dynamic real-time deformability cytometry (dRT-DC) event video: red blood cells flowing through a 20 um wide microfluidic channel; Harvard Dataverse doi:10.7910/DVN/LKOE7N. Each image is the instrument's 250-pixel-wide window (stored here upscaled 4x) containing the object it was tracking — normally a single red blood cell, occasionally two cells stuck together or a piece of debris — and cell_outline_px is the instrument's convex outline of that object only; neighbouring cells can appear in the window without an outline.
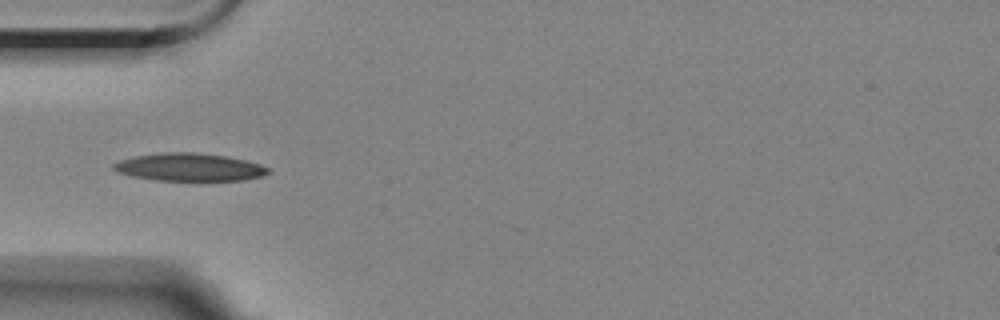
{"species": "Egyptian fruit bat (a non-hibernating species)", "species_latin": "Rousettus aegyptiacus", "temperature_condition": "room temperature", "stored_images_in_passage": 6, "camera_frame_rate_fps": 3000, "um_per_image_px": 0.085, "animal": {"sex": "female"}, "frame": {"image": 1, "passage_image": 4, "time_ms": 3.333, "image_size_px": [1000, 320], "cell_outline_px": [[272, 172], [260, 176], [244, 180], [156, 180], [132, 176], [116, 172], [112, 168], [112, 164], [120, 160], [136, 156], [164, 152], [192, 152], [224, 156], [244, 160], [260, 164], [268, 168]], "centroid_in_image_um": [16.07, 14.21], "position_along_channel_um": 68.9, "area_um2": 24.8}}
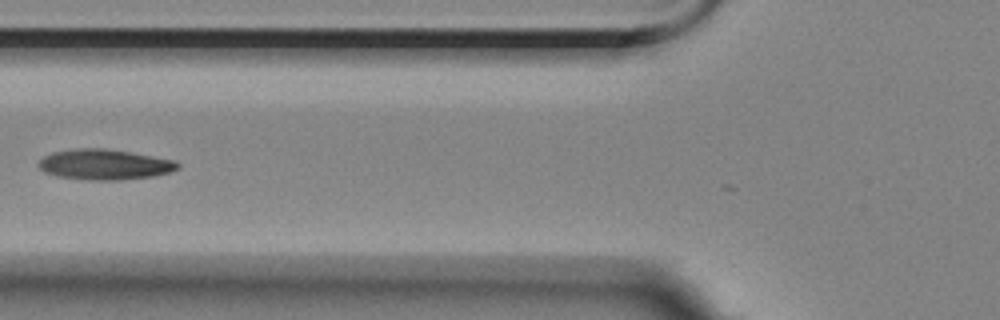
{"frame": {"image": 2, "passage_image": 5, "time_ms": 4.667, "image_size_px": [1000, 320], "cell_outline_px": [[180, 168], [168, 172], [152, 176], [120, 180], [88, 180], [56, 176], [44, 172], [36, 164], [44, 156], [52, 152], [76, 148], [104, 148], [176, 160], [180, 164]], "centroid_in_image_um": [8.86, 13.98], "position_along_channel_um": 116.9, "area_um2": 24.68}}
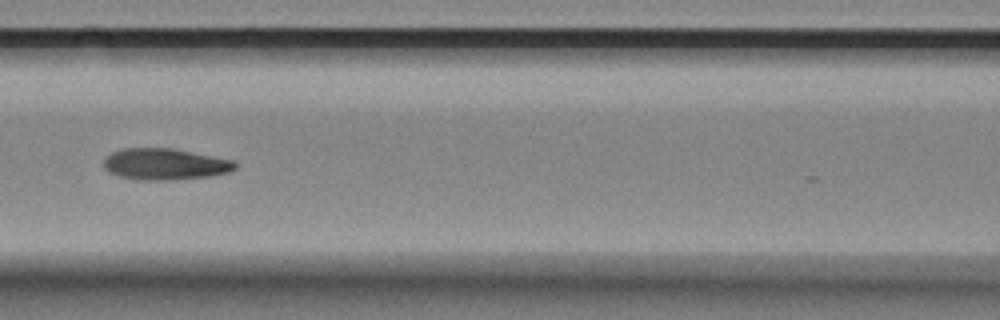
{"frame": {"image": 3, "passage_image": 6, "time_ms": 5.667, "image_size_px": [1000, 320], "cell_outline_px": [[236, 168], [228, 172], [212, 176], [168, 180], [136, 180], [120, 176], [108, 172], [104, 168], [104, 160], [112, 152], [120, 148], [172, 148], [232, 160], [236, 164]], "centroid_in_image_um": [13.99, 13.95], "position_along_channel_um": 152.6, "area_um2": 23.99}}